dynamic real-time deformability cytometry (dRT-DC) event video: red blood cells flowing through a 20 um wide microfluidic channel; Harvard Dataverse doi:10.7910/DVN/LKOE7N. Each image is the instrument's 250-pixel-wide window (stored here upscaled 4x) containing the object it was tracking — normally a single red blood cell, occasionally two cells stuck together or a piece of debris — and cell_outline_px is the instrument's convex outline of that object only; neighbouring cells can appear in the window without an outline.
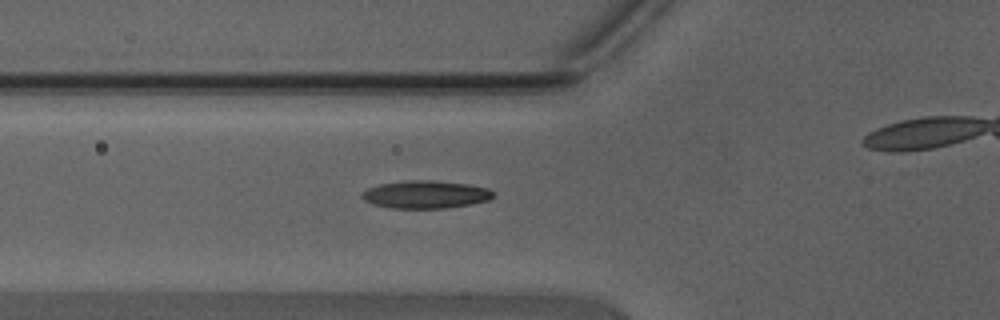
{"species": "Egyptian fruit bat (a non-hibernating species)", "species_latin": "Rousettus aegyptiacus", "temperature_condition": "warm", "stored_images_in_passage": 29, "camera_frame_rate_fps": 3000, "um_per_image_px": 0.085, "animal": {"sex": "male"}, "frame": {"image": 1, "passage_image": 2, "time_ms": 0.333, "image_size_px": [1000, 320], "cell_outline_px": [[492, 196], [488, 200], [448, 208], [388, 208], [372, 204], [364, 200], [360, 196], [368, 188], [380, 184], [404, 180], [436, 180], [468, 184], [488, 188], [492, 192]], "centroid_in_image_um": [36.13, 16.52], "position_along_channel_um": 89.7, "area_um2": 21.21}}
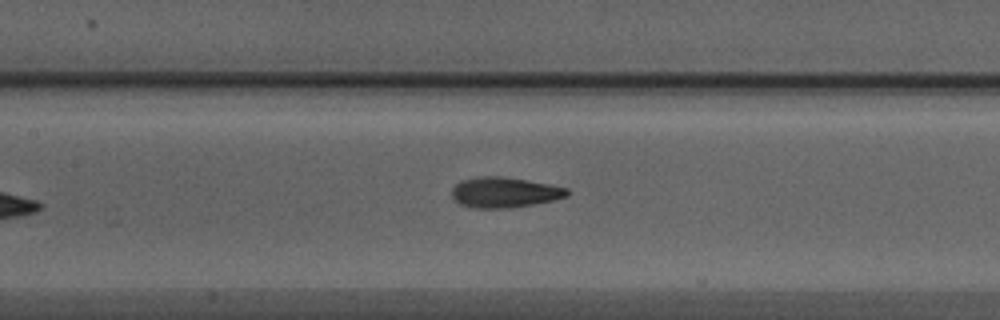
{"frame": {"image": 2, "passage_image": 7, "time_ms": 2.0, "image_size_px": [1000, 320], "cell_outline_px": [[568, 196], [552, 200], [532, 204], [508, 208], [472, 208], [460, 204], [452, 196], [452, 188], [460, 180], [484, 176], [500, 176], [548, 184], [568, 188]], "centroid_in_image_um": [42.85, 16.35], "position_along_channel_um": 164.6, "area_um2": 20.17}}
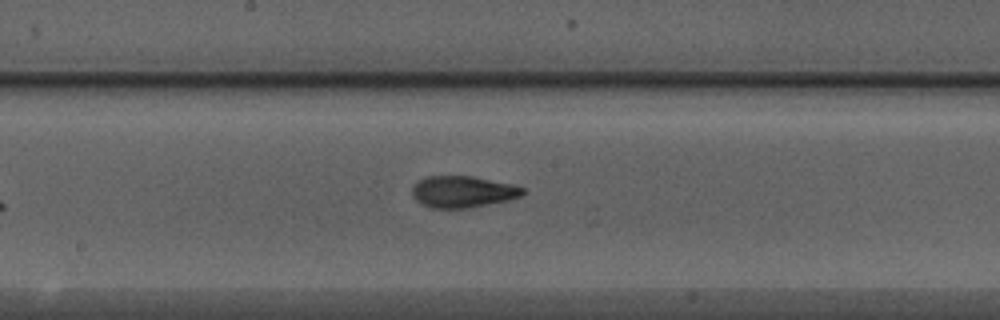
{"frame": {"image": 3, "passage_image": 10, "time_ms": 3.0, "image_size_px": [1000, 320], "cell_outline_px": [[524, 192], [520, 196], [508, 200], [468, 208], [432, 208], [416, 200], [412, 196], [412, 184], [424, 176], [472, 176], [512, 184], [524, 188]], "centroid_in_image_um": [39.29, 16.29], "position_along_channel_um": 208.9, "area_um2": 20.35}, "authors_computed_cell_mechanics": {"area_um2": 18.1492, "velocity_mm_per_s": 4.4671, "shape_relaxation_time_tau1_ms": 3.4694, "shape_relaxation_time_tau2_ms": 0.8336, "deformation_change_tau1": 0.1363, "deformation_change_tau2": 0.0698}}